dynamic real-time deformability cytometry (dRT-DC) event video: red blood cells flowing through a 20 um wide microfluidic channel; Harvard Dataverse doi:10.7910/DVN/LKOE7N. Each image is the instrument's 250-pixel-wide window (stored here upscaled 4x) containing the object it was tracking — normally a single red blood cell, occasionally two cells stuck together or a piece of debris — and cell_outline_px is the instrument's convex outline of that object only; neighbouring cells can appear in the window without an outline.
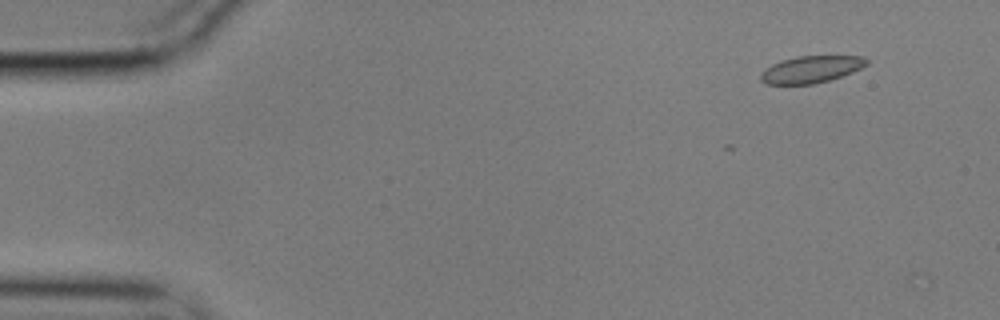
{"species": "common noctule bat (a hibernating species)", "species_latin": "Nyctalus noctula", "temperature_condition": "cold", "stored_images_in_passage": 6, "camera_frame_rate_fps": 3000, "um_per_image_px": 0.085, "animal": {"sex": "male", "body_mass_g": 17.9}, "frame": {"image": 1, "passage_image": 5, "time_ms": 1.333, "image_size_px": [1000, 320], "cell_outline_px": [[868, 64], [852, 72], [828, 80], [812, 84], [764, 84], [760, 80], [760, 72], [764, 68], [780, 60], [796, 56], [864, 56], [868, 60]], "centroid_in_image_um": [68.89, 5.89], "position_along_channel_um": 16.1, "area_um2": 16.7}}